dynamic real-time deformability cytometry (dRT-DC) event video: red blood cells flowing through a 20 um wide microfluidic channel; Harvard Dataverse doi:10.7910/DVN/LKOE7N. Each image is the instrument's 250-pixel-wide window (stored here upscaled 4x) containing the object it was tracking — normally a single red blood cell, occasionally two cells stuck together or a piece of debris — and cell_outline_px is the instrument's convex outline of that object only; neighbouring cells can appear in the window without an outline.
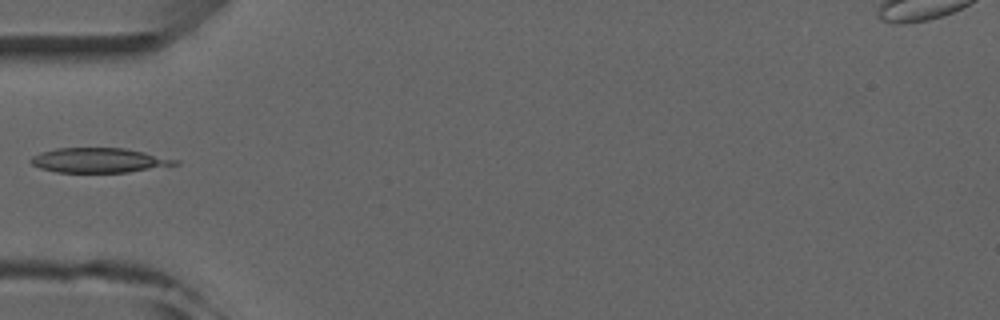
{"species": "common noctule bat (a hibernating species)", "species_latin": "Nyctalus noctula", "temperature_condition": "room temperature", "stored_images_in_passage": 2, "camera_frame_rate_fps": 3000, "um_per_image_px": 0.085, "animal": {"sex": "male", "forearm_length_mm": 52.5}, "frame": {"image": 1, "passage_image": 1, "time_ms": 0.0, "image_size_px": [1000, 320], "cell_outline_px": [[180, 164], [128, 172], [56, 172], [40, 168], [32, 164], [28, 160], [32, 156], [40, 152], [56, 148], [124, 148], [144, 152], [180, 160]], "centroid_in_image_um": [8.4, 13.62], "position_along_channel_um": 76.6, "area_um2": 20.75}}